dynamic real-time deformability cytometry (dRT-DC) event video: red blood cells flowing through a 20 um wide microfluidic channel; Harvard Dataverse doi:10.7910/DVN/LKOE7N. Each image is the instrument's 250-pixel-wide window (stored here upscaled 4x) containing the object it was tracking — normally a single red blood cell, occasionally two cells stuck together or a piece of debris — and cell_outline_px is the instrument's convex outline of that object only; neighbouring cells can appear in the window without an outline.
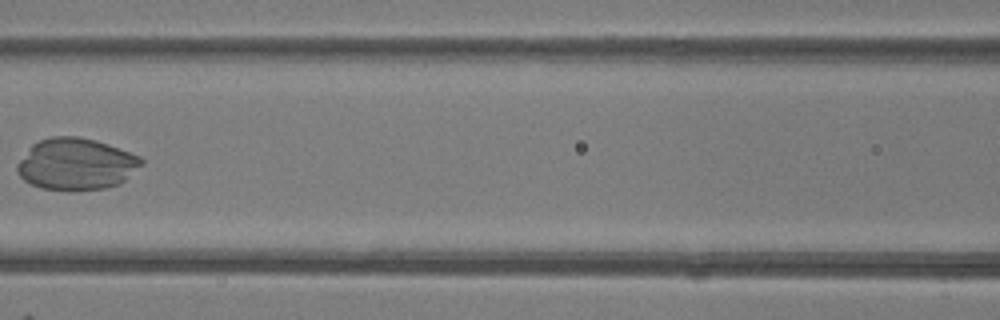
{"species": "common noctule bat (a hibernating species)", "species_latin": "Nyctalus noctula", "temperature_condition": "room temperature", "stored_images_in_passage": 5, "camera_frame_rate_fps": 3000, "um_per_image_px": 0.085, "animal": {"sex": "female"}, "frame": {"image": 1, "passage_image": 5, "time_ms": 5.333, "image_size_px": [1000, 320], "cell_outline_px": [[144, 164], [120, 184], [104, 188], [40, 188], [24, 180], [16, 172], [16, 164], [32, 144], [40, 140], [52, 136], [76, 136], [96, 140], [108, 144], [140, 156], [144, 160]], "centroid_in_image_um": [6.48, 13.91], "position_along_channel_um": 160.1, "area_um2": 36.99}}